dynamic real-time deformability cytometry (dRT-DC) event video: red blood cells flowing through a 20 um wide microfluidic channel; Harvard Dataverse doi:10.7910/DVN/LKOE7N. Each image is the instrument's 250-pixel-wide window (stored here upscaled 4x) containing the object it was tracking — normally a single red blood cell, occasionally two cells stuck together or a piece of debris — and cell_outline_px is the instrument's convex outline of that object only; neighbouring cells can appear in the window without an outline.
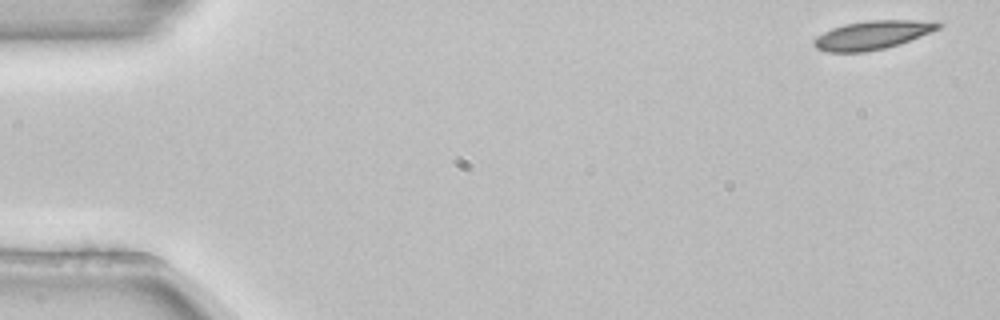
{"species": "common noctule bat (a hibernating species)", "species_latin": "Nyctalus noctula", "temperature_condition": "room temperature", "stored_images_in_passage": 4, "camera_frame_rate_fps": 3000, "um_per_image_px": 0.085, "animal": {"sex": "female", "body_mass_g": 22.7, "forearm_length_mm": 54.2}, "frame": {"image": 1, "passage_image": 1, "time_ms": 0.0, "image_size_px": [1000, 320], "cell_outline_px": [[944, 24], [940, 28], [900, 44], [884, 48], [864, 52], [828, 52], [816, 48], [812, 44], [824, 32], [832, 28], [844, 24], [868, 20], [936, 20]], "centroid_in_image_um": [74.22, 2.96], "position_along_channel_um": 10.8, "area_um2": 20.69}}
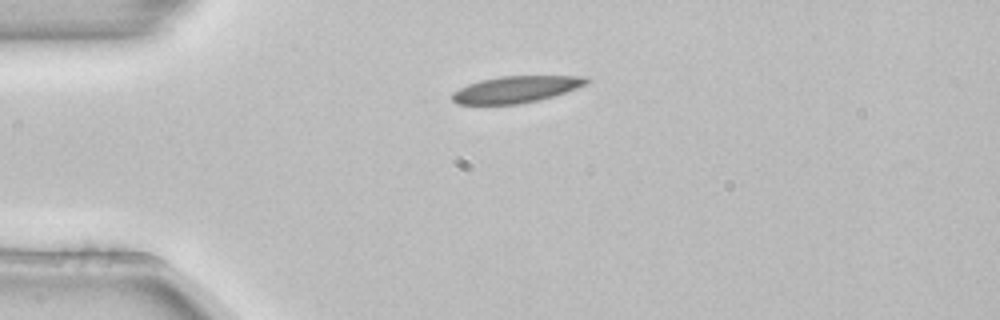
{"frame": {"image": 2, "passage_image": 3, "time_ms": 0.667, "image_size_px": [1000, 320], "cell_outline_px": [[588, 84], [540, 100], [516, 104], [456, 104], [452, 100], [452, 92], [468, 84], [480, 80], [500, 76], [588, 76]], "centroid_in_image_um": [43.84, 7.59], "position_along_channel_um": 41.2, "area_um2": 20.75}}
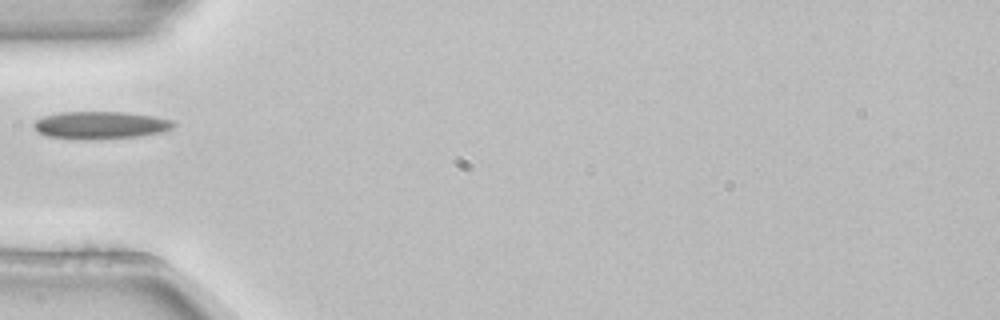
{"frame": {"image": 3, "passage_image": 4, "time_ms": 1.0, "image_size_px": [1000, 320], "cell_outline_px": [[176, 124], [172, 128], [164, 132], [140, 136], [88, 140], [84, 140], [48, 136], [40, 132], [32, 124], [36, 120], [44, 116], [60, 112], [124, 112], [156, 116], [172, 120]], "centroid_in_image_um": [8.59, 10.64], "position_along_channel_um": 76.4, "area_um2": 22.48}}